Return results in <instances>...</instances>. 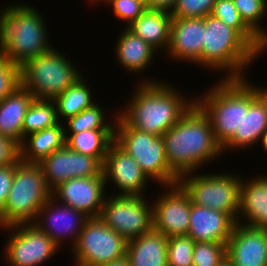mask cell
Wrapping results in <instances>:
<instances>
[{
    "mask_svg": "<svg viewBox=\"0 0 267 266\" xmlns=\"http://www.w3.org/2000/svg\"><path fill=\"white\" fill-rule=\"evenodd\" d=\"M139 83L126 107L117 113L130 127L146 133L162 136L195 103V98L188 100L174 84L163 80L151 77Z\"/></svg>",
    "mask_w": 267,
    "mask_h": 266,
    "instance_id": "1",
    "label": "cell"
},
{
    "mask_svg": "<svg viewBox=\"0 0 267 266\" xmlns=\"http://www.w3.org/2000/svg\"><path fill=\"white\" fill-rule=\"evenodd\" d=\"M162 137L168 165L179 177L223 155L208 116L196 103Z\"/></svg>",
    "mask_w": 267,
    "mask_h": 266,
    "instance_id": "2",
    "label": "cell"
},
{
    "mask_svg": "<svg viewBox=\"0 0 267 266\" xmlns=\"http://www.w3.org/2000/svg\"><path fill=\"white\" fill-rule=\"evenodd\" d=\"M45 21L33 5L17 2L4 5L0 9V54L22 67L52 49Z\"/></svg>",
    "mask_w": 267,
    "mask_h": 266,
    "instance_id": "3",
    "label": "cell"
},
{
    "mask_svg": "<svg viewBox=\"0 0 267 266\" xmlns=\"http://www.w3.org/2000/svg\"><path fill=\"white\" fill-rule=\"evenodd\" d=\"M204 23L201 67L225 72L222 79L246 78V70L262 56L234 28L213 15L204 17Z\"/></svg>",
    "mask_w": 267,
    "mask_h": 266,
    "instance_id": "4",
    "label": "cell"
},
{
    "mask_svg": "<svg viewBox=\"0 0 267 266\" xmlns=\"http://www.w3.org/2000/svg\"><path fill=\"white\" fill-rule=\"evenodd\" d=\"M195 97V103L208 116L215 140L223 147L235 134L250 107V82L242 79H222Z\"/></svg>",
    "mask_w": 267,
    "mask_h": 266,
    "instance_id": "5",
    "label": "cell"
},
{
    "mask_svg": "<svg viewBox=\"0 0 267 266\" xmlns=\"http://www.w3.org/2000/svg\"><path fill=\"white\" fill-rule=\"evenodd\" d=\"M51 197L39 163L15 161V174L4 210L0 213V228L32 223L38 211Z\"/></svg>",
    "mask_w": 267,
    "mask_h": 266,
    "instance_id": "6",
    "label": "cell"
},
{
    "mask_svg": "<svg viewBox=\"0 0 267 266\" xmlns=\"http://www.w3.org/2000/svg\"><path fill=\"white\" fill-rule=\"evenodd\" d=\"M114 141L133 157L149 180L157 182L160 187L178 183L179 176L168 165L162 136L130 127L117 114Z\"/></svg>",
    "mask_w": 267,
    "mask_h": 266,
    "instance_id": "7",
    "label": "cell"
},
{
    "mask_svg": "<svg viewBox=\"0 0 267 266\" xmlns=\"http://www.w3.org/2000/svg\"><path fill=\"white\" fill-rule=\"evenodd\" d=\"M62 53L53 47L20 67L21 85L29 90L34 98L55 100L84 75L76 69L74 62Z\"/></svg>",
    "mask_w": 267,
    "mask_h": 266,
    "instance_id": "8",
    "label": "cell"
},
{
    "mask_svg": "<svg viewBox=\"0 0 267 266\" xmlns=\"http://www.w3.org/2000/svg\"><path fill=\"white\" fill-rule=\"evenodd\" d=\"M196 173L183 174L178 181L190 196L192 203L228 213L237 222L241 176L229 172L201 173V175Z\"/></svg>",
    "mask_w": 267,
    "mask_h": 266,
    "instance_id": "9",
    "label": "cell"
},
{
    "mask_svg": "<svg viewBox=\"0 0 267 266\" xmlns=\"http://www.w3.org/2000/svg\"><path fill=\"white\" fill-rule=\"evenodd\" d=\"M114 194H107L99 216L109 228L126 241L153 230V206L147 196Z\"/></svg>",
    "mask_w": 267,
    "mask_h": 266,
    "instance_id": "10",
    "label": "cell"
},
{
    "mask_svg": "<svg viewBox=\"0 0 267 266\" xmlns=\"http://www.w3.org/2000/svg\"><path fill=\"white\" fill-rule=\"evenodd\" d=\"M127 241L99 217L89 218L72 251L75 266H101L126 256Z\"/></svg>",
    "mask_w": 267,
    "mask_h": 266,
    "instance_id": "11",
    "label": "cell"
},
{
    "mask_svg": "<svg viewBox=\"0 0 267 266\" xmlns=\"http://www.w3.org/2000/svg\"><path fill=\"white\" fill-rule=\"evenodd\" d=\"M0 229L10 232L6 245L3 246V258L7 266H41L59 252L60 248L53 240L32 223L15 224Z\"/></svg>",
    "mask_w": 267,
    "mask_h": 266,
    "instance_id": "12",
    "label": "cell"
},
{
    "mask_svg": "<svg viewBox=\"0 0 267 266\" xmlns=\"http://www.w3.org/2000/svg\"><path fill=\"white\" fill-rule=\"evenodd\" d=\"M164 188L166 191L158 195L155 203L152 202L153 229L163 233L168 239L187 235L191 212L190 196L179 183Z\"/></svg>",
    "mask_w": 267,
    "mask_h": 266,
    "instance_id": "13",
    "label": "cell"
},
{
    "mask_svg": "<svg viewBox=\"0 0 267 266\" xmlns=\"http://www.w3.org/2000/svg\"><path fill=\"white\" fill-rule=\"evenodd\" d=\"M39 164L51 191L72 178L103 176V164L96 157L75 152L66 145L44 157Z\"/></svg>",
    "mask_w": 267,
    "mask_h": 266,
    "instance_id": "14",
    "label": "cell"
},
{
    "mask_svg": "<svg viewBox=\"0 0 267 266\" xmlns=\"http://www.w3.org/2000/svg\"><path fill=\"white\" fill-rule=\"evenodd\" d=\"M88 219L81 211L58 203L50 197L38 211L32 224L45 232L59 248H62L69 237L67 243L70 242L69 248L72 249Z\"/></svg>",
    "mask_w": 267,
    "mask_h": 266,
    "instance_id": "15",
    "label": "cell"
},
{
    "mask_svg": "<svg viewBox=\"0 0 267 266\" xmlns=\"http://www.w3.org/2000/svg\"><path fill=\"white\" fill-rule=\"evenodd\" d=\"M105 189L104 176L76 177L59 184L51 191V197L89 218H96L101 214L105 193H110Z\"/></svg>",
    "mask_w": 267,
    "mask_h": 266,
    "instance_id": "16",
    "label": "cell"
},
{
    "mask_svg": "<svg viewBox=\"0 0 267 266\" xmlns=\"http://www.w3.org/2000/svg\"><path fill=\"white\" fill-rule=\"evenodd\" d=\"M102 173L105 186L111 181L117 195H144L149 179L138 163L115 141L108 147L103 161Z\"/></svg>",
    "mask_w": 267,
    "mask_h": 266,
    "instance_id": "17",
    "label": "cell"
},
{
    "mask_svg": "<svg viewBox=\"0 0 267 266\" xmlns=\"http://www.w3.org/2000/svg\"><path fill=\"white\" fill-rule=\"evenodd\" d=\"M267 142V88L250 82V107L234 136L222 147V152L242 150ZM230 149V150H229ZM237 149V150H236Z\"/></svg>",
    "mask_w": 267,
    "mask_h": 266,
    "instance_id": "18",
    "label": "cell"
},
{
    "mask_svg": "<svg viewBox=\"0 0 267 266\" xmlns=\"http://www.w3.org/2000/svg\"><path fill=\"white\" fill-rule=\"evenodd\" d=\"M204 18L172 17L167 56L175 61L201 66L204 47Z\"/></svg>",
    "mask_w": 267,
    "mask_h": 266,
    "instance_id": "19",
    "label": "cell"
},
{
    "mask_svg": "<svg viewBox=\"0 0 267 266\" xmlns=\"http://www.w3.org/2000/svg\"><path fill=\"white\" fill-rule=\"evenodd\" d=\"M232 266H267V229L236 223L226 244Z\"/></svg>",
    "mask_w": 267,
    "mask_h": 266,
    "instance_id": "20",
    "label": "cell"
},
{
    "mask_svg": "<svg viewBox=\"0 0 267 266\" xmlns=\"http://www.w3.org/2000/svg\"><path fill=\"white\" fill-rule=\"evenodd\" d=\"M236 223L228 213L199 206L191 201L187 235L195 242L227 244Z\"/></svg>",
    "mask_w": 267,
    "mask_h": 266,
    "instance_id": "21",
    "label": "cell"
},
{
    "mask_svg": "<svg viewBox=\"0 0 267 266\" xmlns=\"http://www.w3.org/2000/svg\"><path fill=\"white\" fill-rule=\"evenodd\" d=\"M249 179L242 176L238 213L241 216H238L237 223L250 228L267 229V176L258 174Z\"/></svg>",
    "mask_w": 267,
    "mask_h": 266,
    "instance_id": "22",
    "label": "cell"
},
{
    "mask_svg": "<svg viewBox=\"0 0 267 266\" xmlns=\"http://www.w3.org/2000/svg\"><path fill=\"white\" fill-rule=\"evenodd\" d=\"M124 28L115 44V57L126 73H136L138 76L150 67L158 52L142 38Z\"/></svg>",
    "mask_w": 267,
    "mask_h": 266,
    "instance_id": "23",
    "label": "cell"
},
{
    "mask_svg": "<svg viewBox=\"0 0 267 266\" xmlns=\"http://www.w3.org/2000/svg\"><path fill=\"white\" fill-rule=\"evenodd\" d=\"M168 238L151 230L127 241L126 257L130 266H168Z\"/></svg>",
    "mask_w": 267,
    "mask_h": 266,
    "instance_id": "24",
    "label": "cell"
},
{
    "mask_svg": "<svg viewBox=\"0 0 267 266\" xmlns=\"http://www.w3.org/2000/svg\"><path fill=\"white\" fill-rule=\"evenodd\" d=\"M34 100L33 94L22 85L0 102V135L22 143L23 120Z\"/></svg>",
    "mask_w": 267,
    "mask_h": 266,
    "instance_id": "25",
    "label": "cell"
},
{
    "mask_svg": "<svg viewBox=\"0 0 267 266\" xmlns=\"http://www.w3.org/2000/svg\"><path fill=\"white\" fill-rule=\"evenodd\" d=\"M171 13L145 9L142 14L126 28L142 38L158 53L165 52L170 41Z\"/></svg>",
    "mask_w": 267,
    "mask_h": 266,
    "instance_id": "26",
    "label": "cell"
},
{
    "mask_svg": "<svg viewBox=\"0 0 267 266\" xmlns=\"http://www.w3.org/2000/svg\"><path fill=\"white\" fill-rule=\"evenodd\" d=\"M64 124L55 125L29 134L19 145V159L39 163L44 157L65 146Z\"/></svg>",
    "mask_w": 267,
    "mask_h": 266,
    "instance_id": "27",
    "label": "cell"
},
{
    "mask_svg": "<svg viewBox=\"0 0 267 266\" xmlns=\"http://www.w3.org/2000/svg\"><path fill=\"white\" fill-rule=\"evenodd\" d=\"M89 80L81 76L73 85L67 87L55 100L57 119L59 122L67 120L90 108L96 102L91 92ZM62 120V121H61Z\"/></svg>",
    "mask_w": 267,
    "mask_h": 266,
    "instance_id": "28",
    "label": "cell"
},
{
    "mask_svg": "<svg viewBox=\"0 0 267 266\" xmlns=\"http://www.w3.org/2000/svg\"><path fill=\"white\" fill-rule=\"evenodd\" d=\"M65 145L81 154L96 157L102 164L108 147L114 141V129L85 130L80 133H65Z\"/></svg>",
    "mask_w": 267,
    "mask_h": 266,
    "instance_id": "29",
    "label": "cell"
},
{
    "mask_svg": "<svg viewBox=\"0 0 267 266\" xmlns=\"http://www.w3.org/2000/svg\"><path fill=\"white\" fill-rule=\"evenodd\" d=\"M211 15L234 28L260 55L267 51V45L244 23L232 0H216Z\"/></svg>",
    "mask_w": 267,
    "mask_h": 266,
    "instance_id": "30",
    "label": "cell"
},
{
    "mask_svg": "<svg viewBox=\"0 0 267 266\" xmlns=\"http://www.w3.org/2000/svg\"><path fill=\"white\" fill-rule=\"evenodd\" d=\"M58 122L54 100L34 98L23 120L22 141L25 136L51 127Z\"/></svg>",
    "mask_w": 267,
    "mask_h": 266,
    "instance_id": "31",
    "label": "cell"
},
{
    "mask_svg": "<svg viewBox=\"0 0 267 266\" xmlns=\"http://www.w3.org/2000/svg\"><path fill=\"white\" fill-rule=\"evenodd\" d=\"M99 105L100 104L96 102L90 108H87L76 116L65 120V133H80L85 130L95 129H114V121L117 113L113 114L114 117H111L114 119L113 123L111 121L109 122L105 119L107 117V115H105L107 112H104V108Z\"/></svg>",
    "mask_w": 267,
    "mask_h": 266,
    "instance_id": "32",
    "label": "cell"
},
{
    "mask_svg": "<svg viewBox=\"0 0 267 266\" xmlns=\"http://www.w3.org/2000/svg\"><path fill=\"white\" fill-rule=\"evenodd\" d=\"M244 23L267 45V29L260 26L267 15V0H232Z\"/></svg>",
    "mask_w": 267,
    "mask_h": 266,
    "instance_id": "33",
    "label": "cell"
},
{
    "mask_svg": "<svg viewBox=\"0 0 267 266\" xmlns=\"http://www.w3.org/2000/svg\"><path fill=\"white\" fill-rule=\"evenodd\" d=\"M195 241L188 235L168 239V266H193Z\"/></svg>",
    "mask_w": 267,
    "mask_h": 266,
    "instance_id": "34",
    "label": "cell"
},
{
    "mask_svg": "<svg viewBox=\"0 0 267 266\" xmlns=\"http://www.w3.org/2000/svg\"><path fill=\"white\" fill-rule=\"evenodd\" d=\"M226 258V244L195 242L193 266H218Z\"/></svg>",
    "mask_w": 267,
    "mask_h": 266,
    "instance_id": "35",
    "label": "cell"
},
{
    "mask_svg": "<svg viewBox=\"0 0 267 266\" xmlns=\"http://www.w3.org/2000/svg\"><path fill=\"white\" fill-rule=\"evenodd\" d=\"M216 0H177L171 11L176 18H204L210 15Z\"/></svg>",
    "mask_w": 267,
    "mask_h": 266,
    "instance_id": "36",
    "label": "cell"
},
{
    "mask_svg": "<svg viewBox=\"0 0 267 266\" xmlns=\"http://www.w3.org/2000/svg\"><path fill=\"white\" fill-rule=\"evenodd\" d=\"M105 3L111 5L114 17L124 21L125 27L135 21L146 9L143 0H106Z\"/></svg>",
    "mask_w": 267,
    "mask_h": 266,
    "instance_id": "37",
    "label": "cell"
},
{
    "mask_svg": "<svg viewBox=\"0 0 267 266\" xmlns=\"http://www.w3.org/2000/svg\"><path fill=\"white\" fill-rule=\"evenodd\" d=\"M20 85V67L0 54V102Z\"/></svg>",
    "mask_w": 267,
    "mask_h": 266,
    "instance_id": "38",
    "label": "cell"
},
{
    "mask_svg": "<svg viewBox=\"0 0 267 266\" xmlns=\"http://www.w3.org/2000/svg\"><path fill=\"white\" fill-rule=\"evenodd\" d=\"M15 174V162L0 166V213L4 210Z\"/></svg>",
    "mask_w": 267,
    "mask_h": 266,
    "instance_id": "39",
    "label": "cell"
},
{
    "mask_svg": "<svg viewBox=\"0 0 267 266\" xmlns=\"http://www.w3.org/2000/svg\"><path fill=\"white\" fill-rule=\"evenodd\" d=\"M19 159V145L12 139L0 135V166L9 165Z\"/></svg>",
    "mask_w": 267,
    "mask_h": 266,
    "instance_id": "40",
    "label": "cell"
},
{
    "mask_svg": "<svg viewBox=\"0 0 267 266\" xmlns=\"http://www.w3.org/2000/svg\"><path fill=\"white\" fill-rule=\"evenodd\" d=\"M177 0H146L145 6L150 10L164 11L171 13Z\"/></svg>",
    "mask_w": 267,
    "mask_h": 266,
    "instance_id": "41",
    "label": "cell"
},
{
    "mask_svg": "<svg viewBox=\"0 0 267 266\" xmlns=\"http://www.w3.org/2000/svg\"><path fill=\"white\" fill-rule=\"evenodd\" d=\"M101 266H130L129 260L128 258L125 256L122 259L116 260V261H112L109 263H105Z\"/></svg>",
    "mask_w": 267,
    "mask_h": 266,
    "instance_id": "42",
    "label": "cell"
},
{
    "mask_svg": "<svg viewBox=\"0 0 267 266\" xmlns=\"http://www.w3.org/2000/svg\"><path fill=\"white\" fill-rule=\"evenodd\" d=\"M218 266H232V263L225 258Z\"/></svg>",
    "mask_w": 267,
    "mask_h": 266,
    "instance_id": "43",
    "label": "cell"
},
{
    "mask_svg": "<svg viewBox=\"0 0 267 266\" xmlns=\"http://www.w3.org/2000/svg\"><path fill=\"white\" fill-rule=\"evenodd\" d=\"M106 0H88V2H91V4H92V2H96V3H100V2H105Z\"/></svg>",
    "mask_w": 267,
    "mask_h": 266,
    "instance_id": "44",
    "label": "cell"
},
{
    "mask_svg": "<svg viewBox=\"0 0 267 266\" xmlns=\"http://www.w3.org/2000/svg\"><path fill=\"white\" fill-rule=\"evenodd\" d=\"M264 150H265L266 153H267V142H266V145H265V147H264Z\"/></svg>",
    "mask_w": 267,
    "mask_h": 266,
    "instance_id": "45",
    "label": "cell"
}]
</instances>
